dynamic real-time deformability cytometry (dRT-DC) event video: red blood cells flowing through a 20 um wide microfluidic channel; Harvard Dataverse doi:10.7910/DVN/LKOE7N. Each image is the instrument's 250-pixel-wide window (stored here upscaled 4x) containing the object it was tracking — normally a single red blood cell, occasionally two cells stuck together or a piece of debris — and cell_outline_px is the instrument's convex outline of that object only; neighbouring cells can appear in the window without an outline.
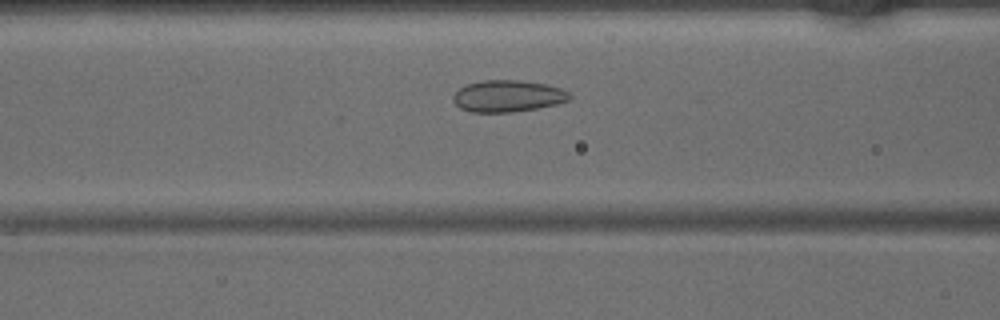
{"species": "common noctule bat (a hibernating species)", "species_latin": "Nyctalus noctula", "temperature_condition": "warm", "stored_images_in_passage": 24, "camera_frame_rate_fps": 3000, "um_per_image_px": 0.085, "animal": {"sex": "male", "body_mass_g": 15.6}, "frame": {"image": 1, "passage_image": 14, "time_ms": 4.333, "image_size_px": [1000, 320], "cell_outline_px": [[572, 96], [568, 100], [556, 104], [536, 108], [512, 112], [472, 112], [460, 108], [452, 100], [452, 96], [460, 88], [468, 84], [484, 80], [516, 80], [544, 84], [560, 88], [568, 92]], "centroid_in_image_um": [43.14, 8.17], "position_along_channel_um": 123.5, "area_um2": 21.27}}
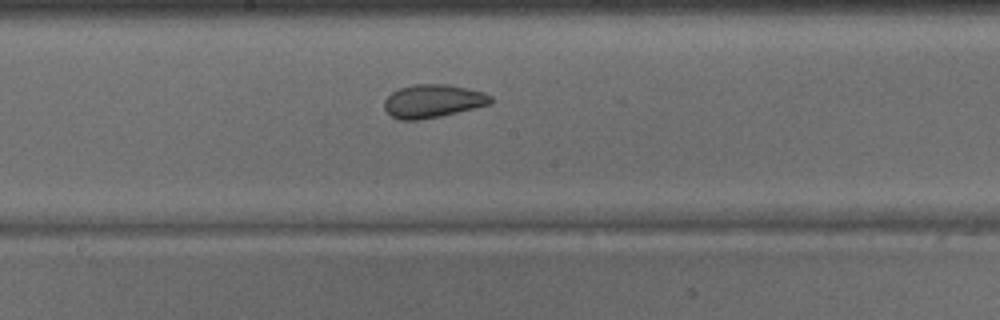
{"frame": {"image": 2, "passage_image": 20, "time_ms": 6.333, "image_size_px": [1000, 320], "cell_outline_px": [[492, 104], [440, 116], [420, 120], [400, 120], [392, 116], [384, 108], [384, 100], [392, 92], [400, 88], [412, 84], [448, 84], [468, 88], [484, 92], [492, 96]], "centroid_in_image_um": [36.81, 8.58], "position_along_channel_um": 211.4, "area_um2": 20.69}}
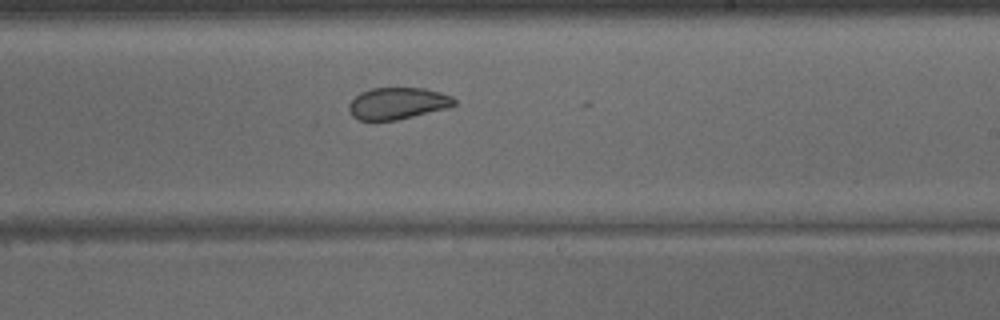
{"frame": {"image": 3, "passage_image": 23, "time_ms": 7.333, "image_size_px": [1000, 320], "cell_outline_px": [[456, 104], [448, 108], [396, 120], [360, 120], [352, 116], [348, 108], [348, 104], [360, 92], [372, 88], [424, 88], [440, 92], [452, 96], [456, 100]], "centroid_in_image_um": [33.8, 8.78], "position_along_channel_um": 255.2, "area_um2": 19.48}}